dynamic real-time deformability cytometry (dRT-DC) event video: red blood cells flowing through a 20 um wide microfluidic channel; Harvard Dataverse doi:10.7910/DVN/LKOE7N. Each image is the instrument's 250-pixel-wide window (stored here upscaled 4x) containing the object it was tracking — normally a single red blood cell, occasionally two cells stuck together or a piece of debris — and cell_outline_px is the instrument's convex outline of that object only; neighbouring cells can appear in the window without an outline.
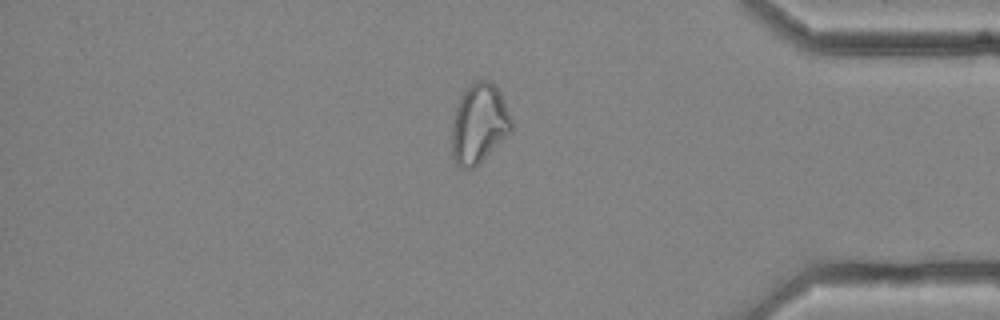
{"species": "common noctule bat (a hibernating species)", "species_latin": "Nyctalus noctula", "temperature_condition": "cold", "stored_images_in_passage": 57, "camera_frame_rate_fps": 3000, "um_per_image_px": 0.085, "animal": {"sex": "female", "body_mass_g": 25.1}, "frame": {"image": 1, "passage_image": 49, "time_ms": 16.0, "image_size_px": [1000, 320], "cell_outline_px": [[512, 132], [472, 168], [460, 168], [456, 164], [452, 156], [452, 120], [460, 96], [468, 84], [472, 80], [488, 80], [496, 84], [500, 92], [512, 120]], "centroid_in_image_um": [40.71, 10.46], "position_along_channel_um": 394.5, "area_um2": 27.8}, "authors_computed_cell_mechanics": {"area_um2": 28.611, "velocity_mm_per_s": 3.6212, "shape_relaxation_time_tau1_ms": null, "shape_relaxation_time_tau2_ms": 2.8672, "deformation_change_tau1": null, "deformation_change_tau2": 0.1058}}